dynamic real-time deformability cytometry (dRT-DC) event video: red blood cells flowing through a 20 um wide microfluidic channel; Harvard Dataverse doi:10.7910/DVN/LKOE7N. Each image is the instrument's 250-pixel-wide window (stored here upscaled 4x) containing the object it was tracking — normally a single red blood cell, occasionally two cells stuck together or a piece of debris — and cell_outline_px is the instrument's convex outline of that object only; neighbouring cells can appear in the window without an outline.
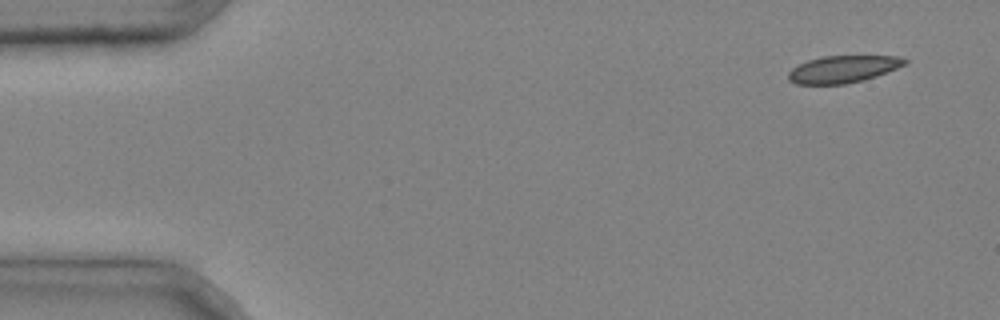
{"species": "common noctule bat (a hibernating species)", "species_latin": "Nyctalus noctula", "temperature_condition": "cold", "stored_images_in_passage": 3, "camera_frame_rate_fps": 3000, "um_per_image_px": 0.085, "animal": {"sex": "male", "body_mass_g": 20.4}, "frame": {"image": 1, "passage_image": 1, "time_ms": 0.0, "image_size_px": [1000, 320], "cell_outline_px": [[908, 64], [876, 76], [864, 80], [844, 84], [796, 84], [788, 80], [788, 72], [792, 68], [808, 60], [824, 56], [900, 56], [908, 60]], "centroid_in_image_um": [71.68, 5.88], "position_along_channel_um": 13.3, "area_um2": 18.44}}